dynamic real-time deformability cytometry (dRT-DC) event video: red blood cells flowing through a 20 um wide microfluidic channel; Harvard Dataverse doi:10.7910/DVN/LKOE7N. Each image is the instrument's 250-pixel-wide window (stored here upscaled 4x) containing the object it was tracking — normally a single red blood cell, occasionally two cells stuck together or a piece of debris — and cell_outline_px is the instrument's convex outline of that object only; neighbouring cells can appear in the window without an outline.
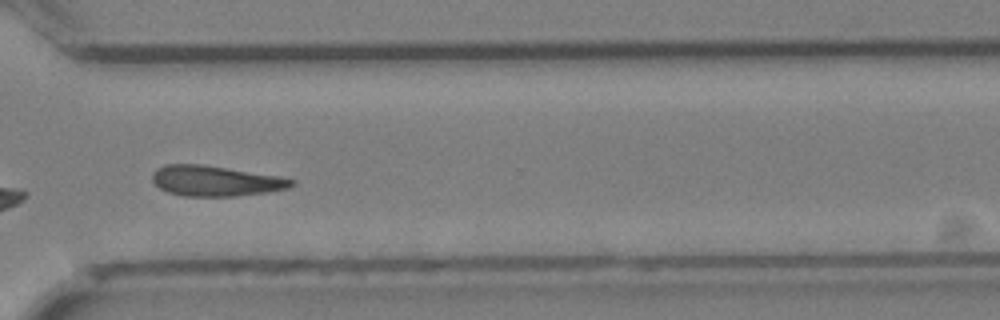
{"species": "Egyptian fruit bat (a non-hibernating species)", "species_latin": "Rousettus aegyptiacus", "temperature_condition": "cold", "stored_images_in_passage": 24, "camera_frame_rate_fps": 3000, "um_per_image_px": 0.085, "animal": {"sex": "female"}, "frame": {"image": 1, "passage_image": 17, "time_ms": 5.333, "image_size_px": [1000, 320], "cell_outline_px": [[296, 184], [288, 188], [268, 192], [236, 196], [180, 196], [168, 192], [160, 188], [152, 180], [152, 172], [156, 168], [164, 164], [200, 164], [280, 176], [296, 180]], "centroid_in_image_um": [18.32, 15.38], "position_along_channel_um": 352.3, "area_um2": 24.8}}